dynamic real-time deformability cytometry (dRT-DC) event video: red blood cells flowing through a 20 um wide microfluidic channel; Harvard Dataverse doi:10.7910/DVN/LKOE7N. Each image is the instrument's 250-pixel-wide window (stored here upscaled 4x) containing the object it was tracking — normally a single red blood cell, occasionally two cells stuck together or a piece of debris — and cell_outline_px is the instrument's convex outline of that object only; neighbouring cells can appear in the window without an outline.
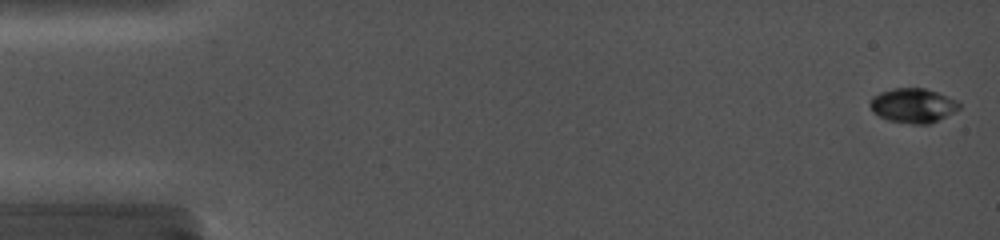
{"species": "common noctule bat (a hibernating species)", "species_latin": "Nyctalus noctula", "temperature_condition": "cold", "stored_images_in_passage": 28, "camera_frame_rate_fps": 5000, "um_per_image_px": 0.085, "animal": {"sex": "female", "body_mass_g": 19.0, "forearm_length_mm": 56.7}, "frame": {"image": 1, "passage_image": 1, "time_ms": 0.0, "image_size_px": [1000, 240], "cell_outline_px": [[960, 108], [928, 124], [912, 124], [888, 120], [872, 112], [868, 104], [872, 96], [880, 92], [892, 88], [924, 88], [936, 92], [956, 100], [960, 104]], "centroid_in_image_um": [77.54, 8.96], "position_along_channel_um": 7.5, "area_um2": 17.74}}
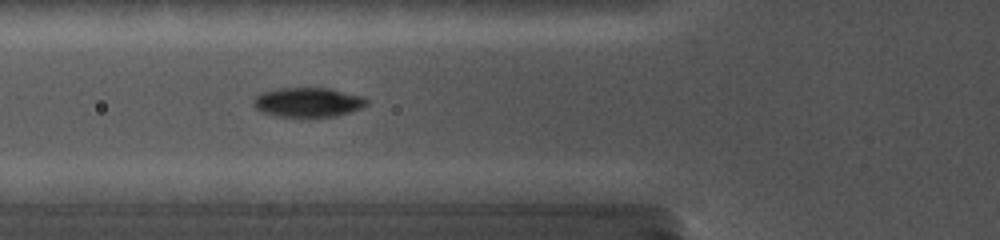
{"frame": {"image": 2, "passage_image": 11, "time_ms": 6.2, "image_size_px": [1000, 240], "cell_outline_px": [[368, 104], [360, 108], [336, 116], [272, 116], [260, 112], [252, 104], [252, 100], [260, 92], [276, 88], [332, 88], [364, 96], [368, 100]], "centroid_in_image_um": [26.14, 8.67], "position_along_channel_um": 99.7, "area_um2": 19.65}}
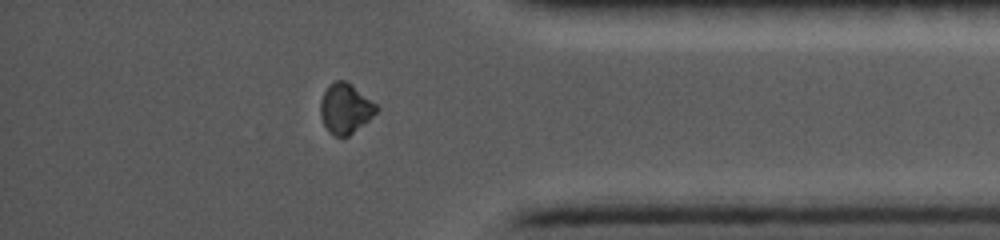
{"frame": {"image": 3, "passage_image": 25, "time_ms": 14.4, "image_size_px": [1000, 240], "cell_outline_px": [[380, 108], [368, 120], [348, 136], [336, 136], [328, 132], [320, 116], [320, 100], [328, 84], [336, 80], [344, 80], [352, 84], [376, 104]], "centroid_in_image_um": [29.33, 9.2], "position_along_channel_um": 405.9, "area_um2": 16.3}}